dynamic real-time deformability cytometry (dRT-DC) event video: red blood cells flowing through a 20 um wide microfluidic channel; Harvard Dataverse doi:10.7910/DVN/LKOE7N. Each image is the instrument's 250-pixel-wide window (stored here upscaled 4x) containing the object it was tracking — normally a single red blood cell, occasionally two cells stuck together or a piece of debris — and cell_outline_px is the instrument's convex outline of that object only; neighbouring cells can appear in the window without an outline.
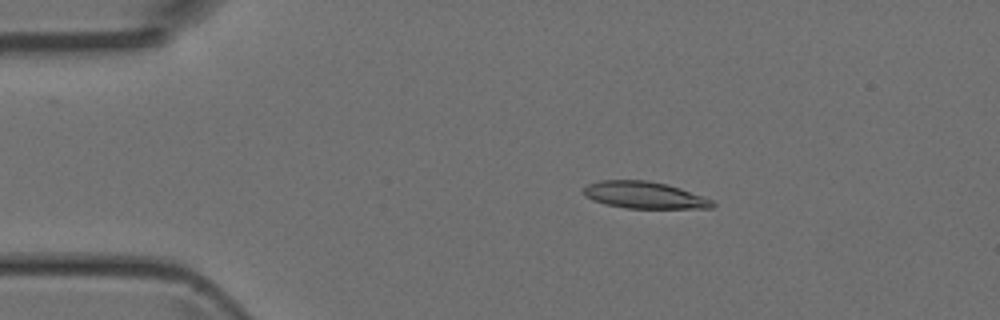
{"species": "Egyptian fruit bat (a non-hibernating species)", "species_latin": "Rousettus aegyptiacus", "temperature_condition": "room temperature", "stored_images_in_passage": 47, "camera_frame_rate_fps": 3000, "um_per_image_px": 0.085, "animal": {"sex": "female"}, "frame": {"image": 1, "passage_image": 9, "time_ms": 2.667, "image_size_px": [1000, 320], "cell_outline_px": [[716, 204], [712, 208], [624, 208], [604, 204], [592, 200], [584, 196], [584, 188], [588, 184], [600, 180], [648, 180], [668, 184], [680, 188], [712, 200]], "centroid_in_image_um": [54.74, 16.58], "position_along_channel_um": 30.3, "area_um2": 20.23}}
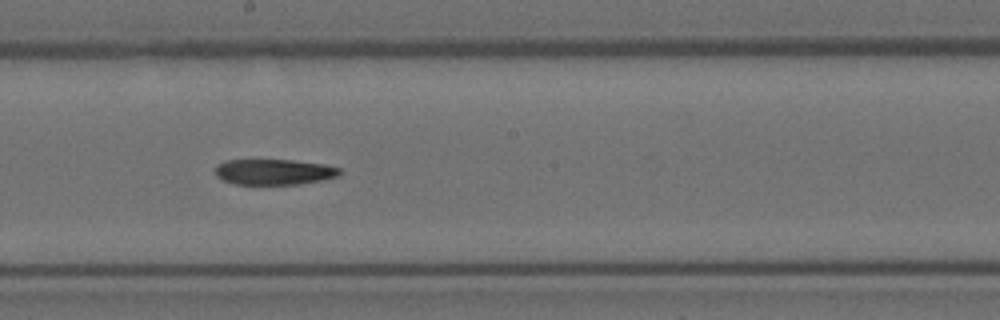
{"frame": {"image": 2, "passage_image": 26, "time_ms": 8.333, "image_size_px": [1000, 320], "cell_outline_px": [[340, 176], [324, 180], [300, 184], [236, 184], [224, 180], [216, 176], [216, 164], [224, 160], [292, 160], [324, 164], [340, 168]], "centroid_in_image_um": [23.31, 14.61], "position_along_channel_um": 224.9, "area_um2": 18.67}}
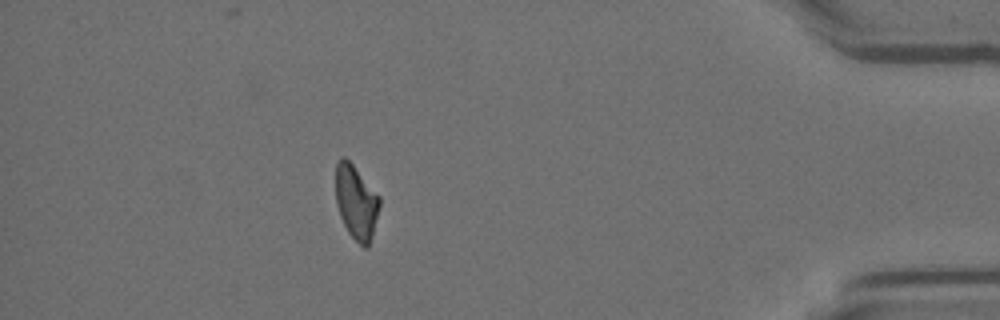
{"frame": {"image": 3, "passage_image": 42, "time_ms": 13.667, "image_size_px": [1000, 320], "cell_outline_px": [[380, 204], [372, 236], [368, 248], [364, 248], [348, 232], [340, 216], [336, 204], [336, 164], [340, 156], [344, 156], [352, 164], [380, 196]], "centroid_in_image_um": [30.27, 17.18], "position_along_channel_um": 404.9, "area_um2": 18.84}}